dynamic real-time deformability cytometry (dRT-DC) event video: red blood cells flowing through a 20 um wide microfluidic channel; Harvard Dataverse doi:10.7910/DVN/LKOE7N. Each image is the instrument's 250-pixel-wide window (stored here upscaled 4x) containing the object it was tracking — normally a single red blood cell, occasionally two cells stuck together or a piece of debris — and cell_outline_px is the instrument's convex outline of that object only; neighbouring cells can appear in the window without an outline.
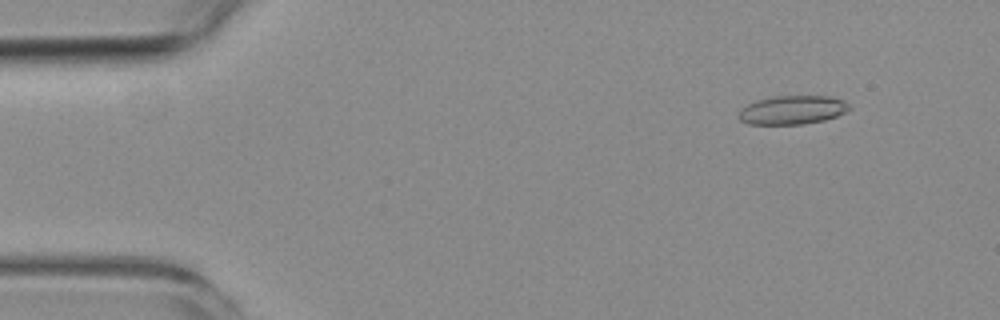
{"species": "common noctule bat (a hibernating species)", "species_latin": "Nyctalus noctula", "temperature_condition": "room temperature", "stored_images_in_passage": 5, "camera_frame_rate_fps": 3000, "um_per_image_px": 0.085, "animal": {"sex": "female", "body_mass_g": 19.3, "forearm_length_mm": 54.1}, "frame": {"image": 1, "passage_image": 2, "time_ms": 1.333, "image_size_px": [1000, 320], "cell_outline_px": [[852, 108], [836, 116], [824, 120], [804, 124], [748, 124], [740, 120], [740, 108], [756, 100], [772, 96], [828, 96], [844, 100]], "centroid_in_image_um": [67.35, 9.34], "position_along_channel_um": 17.6, "area_um2": 18.5}}